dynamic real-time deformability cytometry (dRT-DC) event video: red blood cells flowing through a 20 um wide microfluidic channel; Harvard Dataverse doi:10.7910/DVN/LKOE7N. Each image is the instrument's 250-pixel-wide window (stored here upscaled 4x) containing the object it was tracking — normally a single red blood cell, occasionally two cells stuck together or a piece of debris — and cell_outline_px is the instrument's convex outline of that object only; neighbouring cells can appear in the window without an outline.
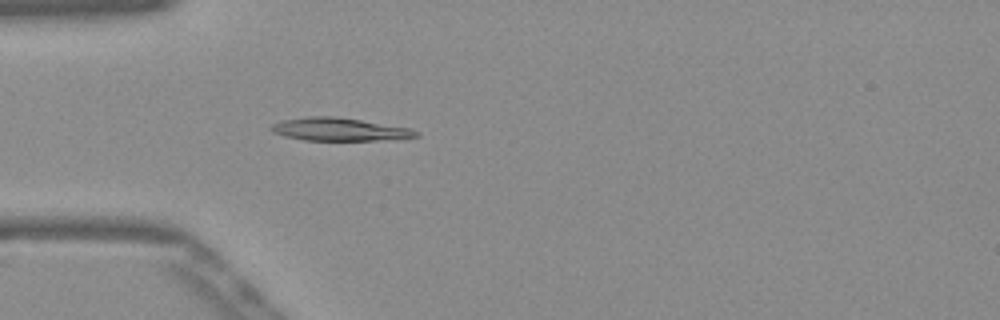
{"species": "Egyptian fruit bat (a non-hibernating species)", "species_latin": "Rousettus aegyptiacus", "temperature_condition": "warm", "stored_images_in_passage": 52, "camera_frame_rate_fps": 3000, "um_per_image_px": 0.085, "frame": {"image": 1, "passage_image": 15, "time_ms": 4.667, "image_size_px": [1000, 320], "cell_outline_px": [[420, 136], [376, 140], [304, 140], [284, 136], [272, 132], [268, 128], [272, 124], [284, 120], [308, 116], [332, 116], [360, 120], [408, 128], [420, 132]], "centroid_in_image_um": [28.78, 10.99], "position_along_channel_um": 56.2, "area_um2": 19.07}}
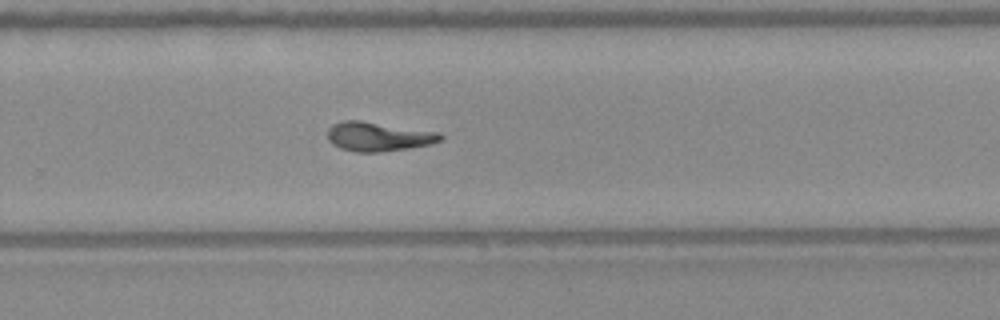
{"frame": {"image": 2, "passage_image": 34, "time_ms": 11.0, "image_size_px": [1000, 320], "cell_outline_px": [[444, 140], [432, 144], [408, 148], [380, 152], [356, 152], [340, 148], [332, 144], [328, 140], [328, 128], [332, 124], [344, 120], [360, 120], [440, 132], [444, 136]], "centroid_in_image_um": [32.18, 11.6], "position_along_channel_um": 297.6, "area_um2": 19.42}}
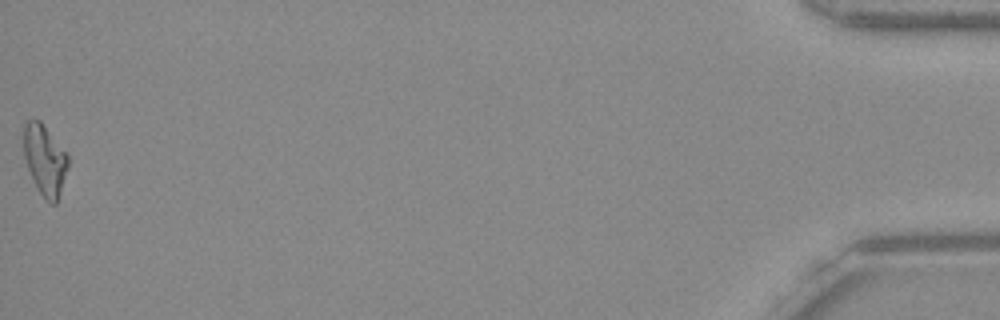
{"frame": {"image": 3, "passage_image": 52, "time_ms": 17.0, "image_size_px": [1000, 320], "cell_outline_px": [[68, 168], [56, 204], [52, 204], [36, 188], [28, 168], [24, 156], [24, 124], [28, 120], [40, 120], [68, 152]], "centroid_in_image_um": [3.83, 13.56], "position_along_channel_um": 431.4, "area_um2": 18.21}, "authors_computed_cell_mechanics": {"area_um2": 18.4382, "velocity_mm_per_s": 3.893, "shape_relaxation_time_tau1_ms": null, "shape_relaxation_time_tau2_ms": 2.985, "deformation_change_tau1": null, "deformation_change_tau2": 0.1055}}